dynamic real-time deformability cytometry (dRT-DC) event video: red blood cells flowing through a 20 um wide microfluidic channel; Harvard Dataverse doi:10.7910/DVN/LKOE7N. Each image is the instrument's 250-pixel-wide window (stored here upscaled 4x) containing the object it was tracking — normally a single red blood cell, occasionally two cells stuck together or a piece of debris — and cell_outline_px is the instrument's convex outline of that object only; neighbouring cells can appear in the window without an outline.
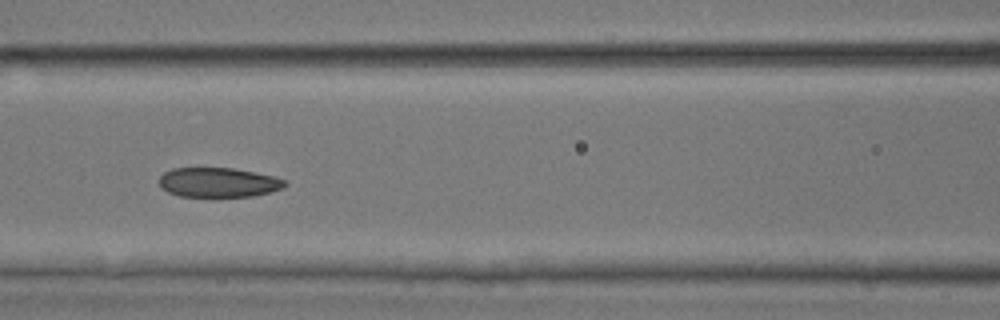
{"species": "common noctule bat (a hibernating species)", "species_latin": "Nyctalus noctula", "temperature_condition": "room temperature", "stored_images_in_passage": 13, "camera_frame_rate_fps": 3000, "um_per_image_px": 0.085, "animal": {"sex": "male", "body_mass_g": 17.9, "forearm_length_mm": 54.2}, "frame": {"image": 1, "passage_image": 10, "time_ms": 3.0, "image_size_px": [1000, 320], "cell_outline_px": [[288, 184], [284, 188], [252, 196], [180, 196], [168, 192], [160, 188], [160, 176], [164, 172], [172, 168], [232, 168], [256, 172], [276, 176], [284, 180]], "centroid_in_image_um": [18.57, 15.49], "position_along_channel_um": 148.0, "area_um2": 21.68}}